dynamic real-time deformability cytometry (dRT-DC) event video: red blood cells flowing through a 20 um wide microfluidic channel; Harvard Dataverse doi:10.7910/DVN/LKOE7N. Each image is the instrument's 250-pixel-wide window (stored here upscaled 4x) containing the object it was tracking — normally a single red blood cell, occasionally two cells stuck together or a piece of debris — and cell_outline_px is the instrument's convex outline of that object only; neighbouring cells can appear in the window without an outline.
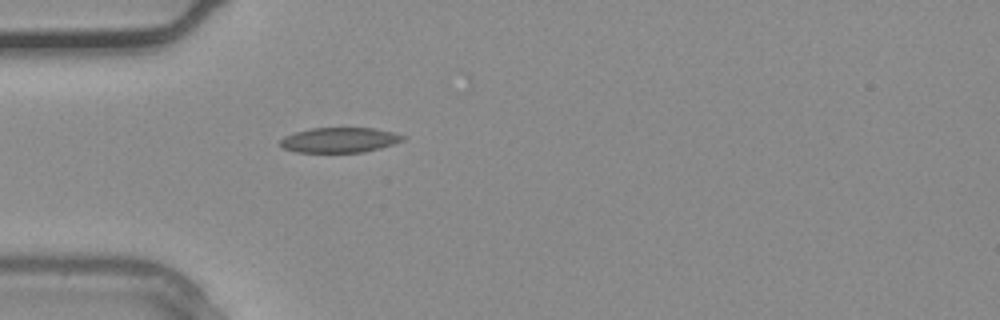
{"species": "common noctule bat (a hibernating species)", "species_latin": "Nyctalus noctula", "temperature_condition": "warm", "stored_images_in_passage": 1, "camera_frame_rate_fps": 3000, "um_per_image_px": 0.085, "animal": {"sex": "male", "body_mass_g": 20.4}, "frame": {"image": 1, "passage_image": 1, "time_ms": 0.0, "image_size_px": [1000, 320], "cell_outline_px": [[408, 136], [404, 140], [380, 148], [364, 152], [296, 152], [284, 148], [280, 144], [280, 140], [284, 136], [296, 132], [312, 128], [372, 128], [392, 132]], "centroid_in_image_um": [28.88, 11.9], "position_along_channel_um": 56.1, "area_um2": 17.8}}